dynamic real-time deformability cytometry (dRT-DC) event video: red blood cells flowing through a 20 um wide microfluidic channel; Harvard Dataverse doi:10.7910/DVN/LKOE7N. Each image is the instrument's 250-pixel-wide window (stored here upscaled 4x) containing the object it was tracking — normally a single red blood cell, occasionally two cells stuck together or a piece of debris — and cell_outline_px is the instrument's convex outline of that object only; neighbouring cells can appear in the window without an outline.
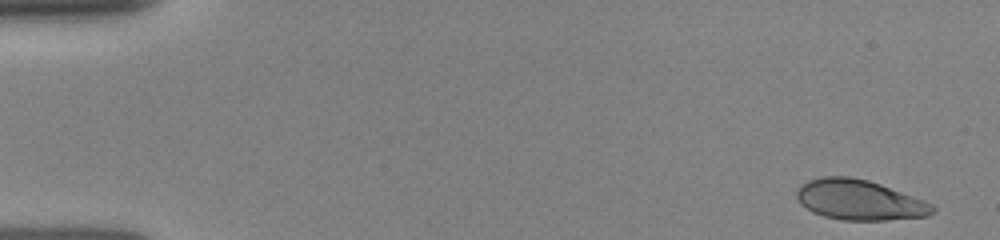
{"species": "human", "species_latin": "Homo sapiens", "temperature_condition": "room temperature", "stored_images_in_passage": 35, "camera_frame_rate_fps": 3000, "um_per_image_px": 0.085, "donor": {"sex": "female"}, "frame": {"image": 1, "passage_image": 1, "time_ms": 0.0, "image_size_px": [1000, 240], "cell_outline_px": [[936, 212], [928, 216], [884, 220], [840, 220], [824, 216], [812, 212], [800, 204], [796, 196], [796, 192], [808, 180], [824, 176], [848, 176], [868, 180], [880, 184], [924, 200], [932, 204], [936, 208]], "centroid_in_image_um": [73.06, 17.0], "position_along_channel_um": 11.9, "area_um2": 31.79}}
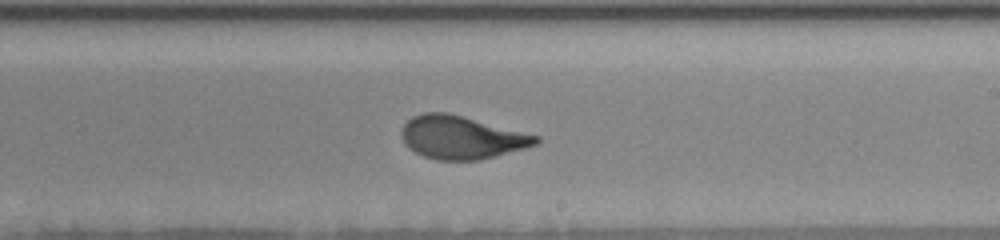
{"frame": {"image": 2, "passage_image": 19, "time_ms": 9.0, "image_size_px": [1000, 240], "cell_outline_px": [[540, 140], [536, 144], [524, 148], [496, 156], [480, 160], [436, 160], [424, 156], [408, 148], [404, 144], [400, 136], [400, 128], [412, 116], [424, 112], [448, 112], [540, 136]], "centroid_in_image_um": [39.18, 11.67], "position_along_channel_um": 249.8, "area_um2": 33.87}}
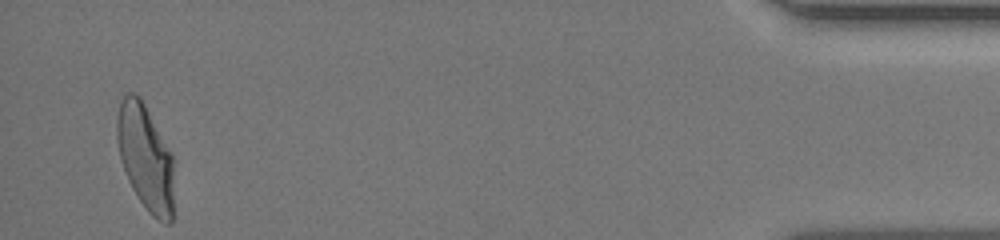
{"frame": {"image": 3, "passage_image": 34, "time_ms": 15.0, "image_size_px": [1000, 240], "cell_outline_px": [[172, 224], [164, 224], [156, 220], [148, 212], [132, 188], [128, 180], [120, 156], [116, 140], [116, 120], [120, 100], [128, 92], [132, 92], [140, 96], [172, 152]], "centroid_in_image_um": [12.35, 13.36], "position_along_channel_um": 422.9, "area_um2": 35.2}}